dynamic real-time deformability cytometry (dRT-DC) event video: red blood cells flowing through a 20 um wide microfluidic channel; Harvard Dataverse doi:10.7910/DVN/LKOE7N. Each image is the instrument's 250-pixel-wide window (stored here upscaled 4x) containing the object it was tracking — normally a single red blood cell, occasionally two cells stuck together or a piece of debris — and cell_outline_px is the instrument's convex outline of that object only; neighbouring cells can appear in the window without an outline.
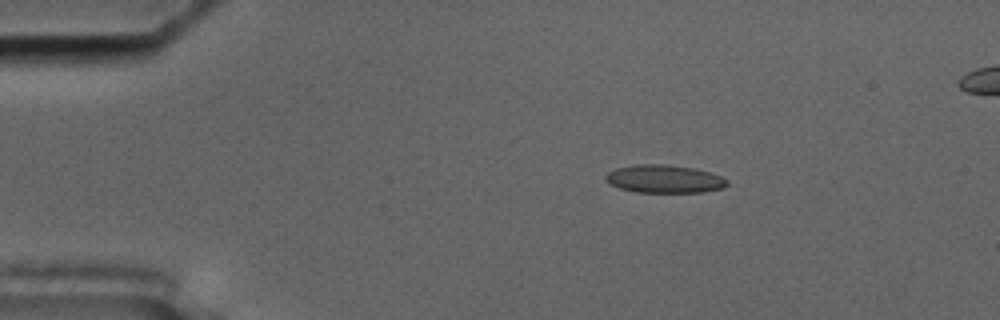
{"species": "common noctule bat (a hibernating species)", "species_latin": "Nyctalus noctula", "temperature_condition": "cold", "stored_images_in_passage": 58, "camera_frame_rate_fps": 3000, "um_per_image_px": 0.085, "animal": {"sex": "male", "body_mass_g": 17.5, "forearm_length_mm": 52.3}, "frame": {"image": 1, "passage_image": 11, "time_ms": 3.333, "image_size_px": [1000, 320], "cell_outline_px": [[728, 184], [724, 188], [704, 192], [636, 192], [620, 188], [604, 180], [604, 176], [608, 172], [616, 168], [636, 164], [664, 164], [696, 168], [720, 176], [728, 180]], "centroid_in_image_um": [56.47, 15.2], "position_along_channel_um": 28.5, "area_um2": 19.88}}
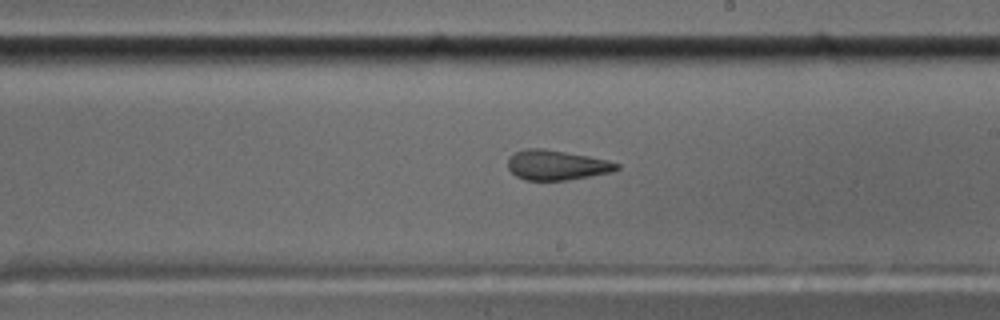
{"frame": {"image": 2, "passage_image": 34, "time_ms": 11.0, "image_size_px": [1000, 320], "cell_outline_px": [[620, 168], [612, 172], [568, 180], [524, 180], [516, 176], [508, 168], [508, 156], [524, 148], [544, 148], [588, 156], [608, 160], [620, 164]], "centroid_in_image_um": [47.3, 14.03], "position_along_channel_um": 241.7, "area_um2": 19.07}}
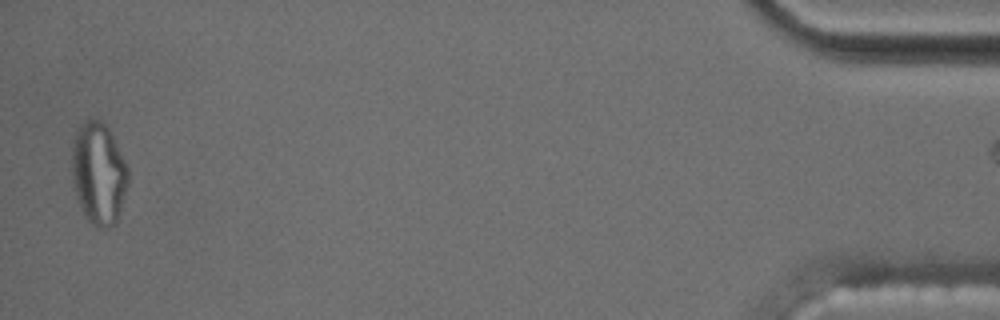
{"frame": {"image": 3, "passage_image": 57, "time_ms": 18.667, "image_size_px": [1000, 320], "cell_outline_px": [[128, 184], [116, 224], [108, 228], [96, 228], [84, 216], [76, 196], [72, 172], [72, 148], [76, 132], [80, 124], [84, 120], [100, 120], [108, 128], [128, 168]], "centroid_in_image_um": [8.38, 14.78], "position_along_channel_um": 426.8, "area_um2": 33.29}}